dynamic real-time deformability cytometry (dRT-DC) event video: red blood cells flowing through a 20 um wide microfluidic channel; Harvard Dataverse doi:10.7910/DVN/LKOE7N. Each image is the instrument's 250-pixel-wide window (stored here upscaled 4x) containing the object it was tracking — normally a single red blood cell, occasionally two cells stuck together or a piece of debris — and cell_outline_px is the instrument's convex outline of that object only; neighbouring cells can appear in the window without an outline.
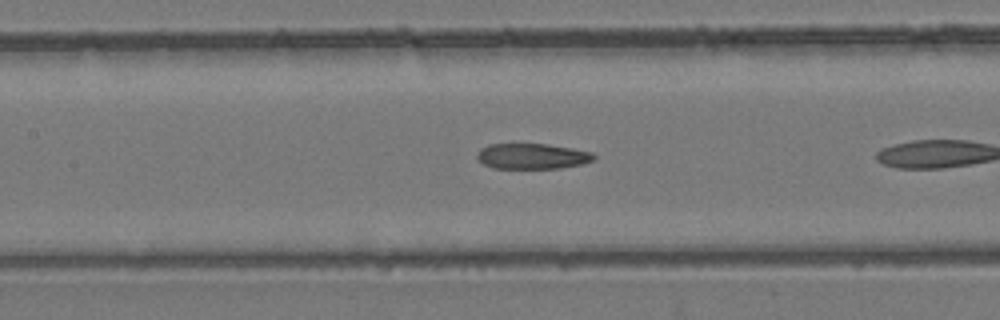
{"species": "common noctule bat (a hibernating species)", "species_latin": "Nyctalus noctula", "temperature_condition": "room temperature", "stored_images_in_passage": 10, "camera_frame_rate_fps": 3000, "um_per_image_px": 0.085, "animal": {"sex": "female", "body_mass_g": 24.6, "forearm_length_mm": 56.2}, "frame": {"image": 1, "passage_image": 7, "time_ms": 2.0, "image_size_px": [1000, 320], "cell_outline_px": [[596, 156], [592, 160], [580, 164], [560, 168], [492, 168], [484, 164], [476, 156], [476, 152], [480, 148], [488, 144], [548, 144], [572, 148], [592, 152]], "centroid_in_image_um": [45.2, 13.27], "position_along_channel_um": 162.2, "area_um2": 17.34}}